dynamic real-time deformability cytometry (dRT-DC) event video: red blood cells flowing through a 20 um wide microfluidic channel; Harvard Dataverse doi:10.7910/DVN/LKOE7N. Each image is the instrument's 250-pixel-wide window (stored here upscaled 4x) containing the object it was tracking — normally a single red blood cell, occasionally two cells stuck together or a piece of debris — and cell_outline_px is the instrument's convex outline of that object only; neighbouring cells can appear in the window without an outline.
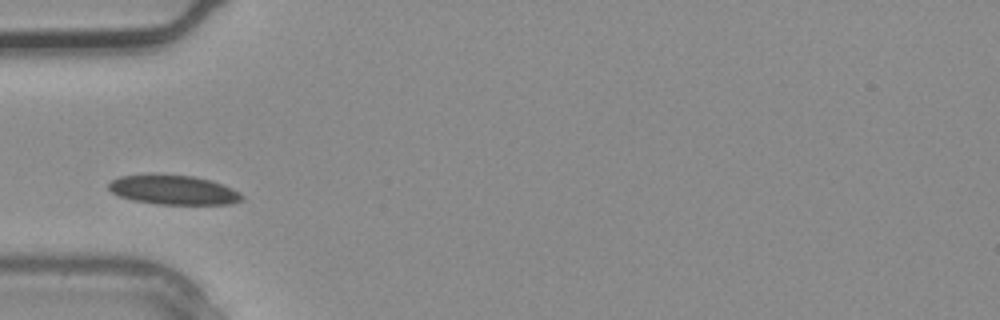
{"species": "common noctule bat (a hibernating species)", "species_latin": "Nyctalus noctula", "temperature_condition": "warm", "stored_images_in_passage": 1, "camera_frame_rate_fps": 3000, "um_per_image_px": 0.085, "animal": {"sex": "male", "body_mass_g": 20.4}, "frame": {"image": 1, "passage_image": 1, "time_ms": 0.0, "image_size_px": [1000, 320], "cell_outline_px": [[244, 200], [232, 204], [156, 204], [132, 200], [120, 196], [112, 192], [108, 188], [108, 184], [112, 180], [120, 176], [148, 172], [152, 172], [192, 176], [212, 180], [232, 188], [240, 192], [244, 196]], "centroid_in_image_um": [14.73, 16.11], "position_along_channel_um": 70.3, "area_um2": 23.52}}